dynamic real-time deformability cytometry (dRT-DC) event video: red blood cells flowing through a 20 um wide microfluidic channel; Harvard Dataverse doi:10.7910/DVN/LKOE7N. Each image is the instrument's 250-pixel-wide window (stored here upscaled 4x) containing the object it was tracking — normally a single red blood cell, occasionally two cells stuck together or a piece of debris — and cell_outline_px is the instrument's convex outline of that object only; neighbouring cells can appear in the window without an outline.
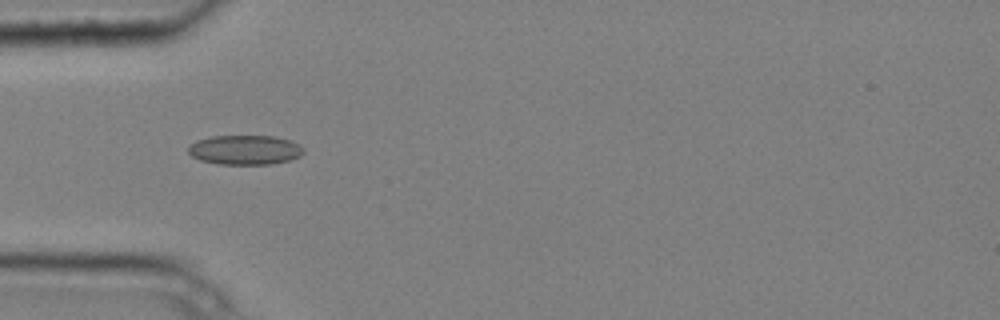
{"species": "common noctule bat (a hibernating species)", "species_latin": "Nyctalus noctula", "temperature_condition": "cold", "stored_images_in_passage": 1, "camera_frame_rate_fps": 3000, "um_per_image_px": 0.085, "animal": {"sex": "male", "body_mass_g": 20.4}, "frame": {"image": 1, "passage_image": 1, "time_ms": 0.0, "image_size_px": [1000, 320], "cell_outline_px": [[304, 152], [300, 156], [288, 160], [268, 164], [220, 164], [200, 160], [192, 156], [188, 152], [188, 148], [196, 140], [212, 136], [272, 136], [292, 140], [300, 144], [304, 148]], "centroid_in_image_um": [20.84, 12.73], "position_along_channel_um": 64.2, "area_um2": 19.83}}